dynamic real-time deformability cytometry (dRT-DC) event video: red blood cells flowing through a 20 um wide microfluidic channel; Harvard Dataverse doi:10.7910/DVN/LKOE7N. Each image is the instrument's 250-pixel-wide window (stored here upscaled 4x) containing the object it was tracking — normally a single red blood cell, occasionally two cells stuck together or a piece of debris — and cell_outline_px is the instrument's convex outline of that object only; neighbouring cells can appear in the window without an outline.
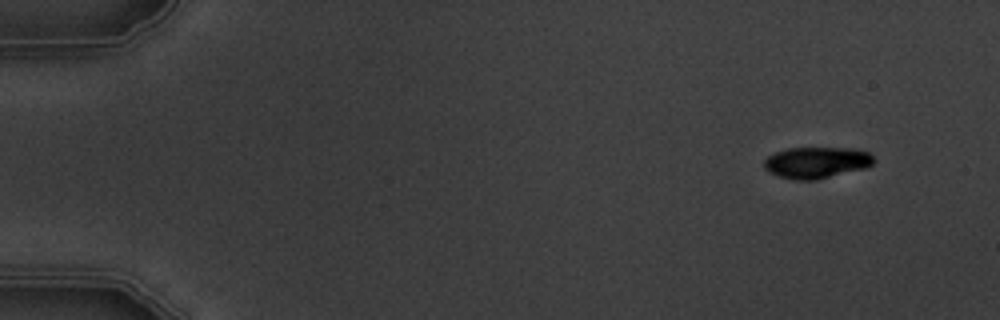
{"species": "common noctule bat (a hibernating species)", "species_latin": "Nyctalus noctula", "temperature_condition": "warm", "stored_images_in_passage": 4, "camera_frame_rate_fps": 3000, "um_per_image_px": 0.085, "animal": {"sex": "male", "body_mass_g": 19.5, "forearm_length_mm": 54.6}, "frame": {"image": 1, "passage_image": 1, "time_ms": 0.0, "image_size_px": [1000, 320], "cell_outline_px": [[876, 160], [868, 168], [816, 180], [796, 180], [780, 176], [768, 172], [764, 168], [764, 160], [768, 156], [776, 152], [788, 148], [852, 148], [868, 152]], "centroid_in_image_um": [69.43, 13.82], "position_along_channel_um": 15.6, "area_um2": 20.17}}
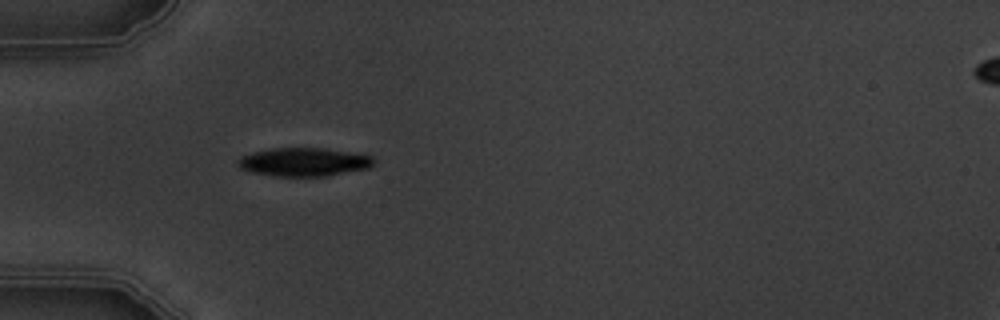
{"frame": {"image": 2, "passage_image": 4, "time_ms": 4.333, "image_size_px": [1000, 320], "cell_outline_px": [[376, 160], [372, 168], [328, 176], [272, 176], [252, 172], [240, 168], [236, 164], [236, 160], [240, 156], [252, 152], [272, 148], [320, 148], [348, 152], [372, 156]], "centroid_in_image_um": [25.83, 13.78], "position_along_channel_um": 59.2, "area_um2": 22.77}}